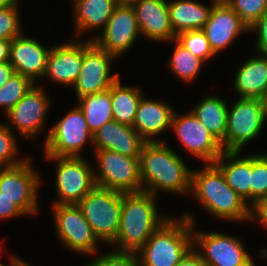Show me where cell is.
I'll return each instance as SVG.
<instances>
[{
	"label": "cell",
	"mask_w": 267,
	"mask_h": 266,
	"mask_svg": "<svg viewBox=\"0 0 267 266\" xmlns=\"http://www.w3.org/2000/svg\"><path fill=\"white\" fill-rule=\"evenodd\" d=\"M117 5L132 6L138 0H114Z\"/></svg>",
	"instance_id": "obj_46"
},
{
	"label": "cell",
	"mask_w": 267,
	"mask_h": 266,
	"mask_svg": "<svg viewBox=\"0 0 267 266\" xmlns=\"http://www.w3.org/2000/svg\"><path fill=\"white\" fill-rule=\"evenodd\" d=\"M8 264L5 265L2 262H0V266H21L23 258H20L19 256L10 255L8 258Z\"/></svg>",
	"instance_id": "obj_44"
},
{
	"label": "cell",
	"mask_w": 267,
	"mask_h": 266,
	"mask_svg": "<svg viewBox=\"0 0 267 266\" xmlns=\"http://www.w3.org/2000/svg\"><path fill=\"white\" fill-rule=\"evenodd\" d=\"M174 112L175 109L167 101L143 96L132 127L146 142H162L158 138L170 130Z\"/></svg>",
	"instance_id": "obj_21"
},
{
	"label": "cell",
	"mask_w": 267,
	"mask_h": 266,
	"mask_svg": "<svg viewBox=\"0 0 267 266\" xmlns=\"http://www.w3.org/2000/svg\"><path fill=\"white\" fill-rule=\"evenodd\" d=\"M167 142H146L139 155L142 191L159 196V192L191 194L192 170Z\"/></svg>",
	"instance_id": "obj_1"
},
{
	"label": "cell",
	"mask_w": 267,
	"mask_h": 266,
	"mask_svg": "<svg viewBox=\"0 0 267 266\" xmlns=\"http://www.w3.org/2000/svg\"><path fill=\"white\" fill-rule=\"evenodd\" d=\"M158 197L148 192H122L120 226L112 250L137 253L153 232L171 216L157 207ZM115 247V249H114Z\"/></svg>",
	"instance_id": "obj_3"
},
{
	"label": "cell",
	"mask_w": 267,
	"mask_h": 266,
	"mask_svg": "<svg viewBox=\"0 0 267 266\" xmlns=\"http://www.w3.org/2000/svg\"><path fill=\"white\" fill-rule=\"evenodd\" d=\"M140 34L155 43L176 39L172 29L167 0H138L133 5Z\"/></svg>",
	"instance_id": "obj_20"
},
{
	"label": "cell",
	"mask_w": 267,
	"mask_h": 266,
	"mask_svg": "<svg viewBox=\"0 0 267 266\" xmlns=\"http://www.w3.org/2000/svg\"><path fill=\"white\" fill-rule=\"evenodd\" d=\"M86 40H83L81 71L72 87L76 99L106 91L120 78L117 72L111 74L112 64L117 58L99 48L93 41Z\"/></svg>",
	"instance_id": "obj_14"
},
{
	"label": "cell",
	"mask_w": 267,
	"mask_h": 266,
	"mask_svg": "<svg viewBox=\"0 0 267 266\" xmlns=\"http://www.w3.org/2000/svg\"><path fill=\"white\" fill-rule=\"evenodd\" d=\"M176 40L205 63L216 56L202 29L182 32L176 35Z\"/></svg>",
	"instance_id": "obj_34"
},
{
	"label": "cell",
	"mask_w": 267,
	"mask_h": 266,
	"mask_svg": "<svg viewBox=\"0 0 267 266\" xmlns=\"http://www.w3.org/2000/svg\"><path fill=\"white\" fill-rule=\"evenodd\" d=\"M170 217L136 253L139 266H176L193 248L192 222Z\"/></svg>",
	"instance_id": "obj_4"
},
{
	"label": "cell",
	"mask_w": 267,
	"mask_h": 266,
	"mask_svg": "<svg viewBox=\"0 0 267 266\" xmlns=\"http://www.w3.org/2000/svg\"><path fill=\"white\" fill-rule=\"evenodd\" d=\"M191 197L209 215L227 222H249L251 206L226 182L222 171L214 164L192 169Z\"/></svg>",
	"instance_id": "obj_2"
},
{
	"label": "cell",
	"mask_w": 267,
	"mask_h": 266,
	"mask_svg": "<svg viewBox=\"0 0 267 266\" xmlns=\"http://www.w3.org/2000/svg\"><path fill=\"white\" fill-rule=\"evenodd\" d=\"M202 31L216 56L231 47L240 35L250 33L249 26L224 0H218L214 4Z\"/></svg>",
	"instance_id": "obj_17"
},
{
	"label": "cell",
	"mask_w": 267,
	"mask_h": 266,
	"mask_svg": "<svg viewBox=\"0 0 267 266\" xmlns=\"http://www.w3.org/2000/svg\"><path fill=\"white\" fill-rule=\"evenodd\" d=\"M146 141L132 127L114 120L93 134L94 150H111L129 157H139Z\"/></svg>",
	"instance_id": "obj_22"
},
{
	"label": "cell",
	"mask_w": 267,
	"mask_h": 266,
	"mask_svg": "<svg viewBox=\"0 0 267 266\" xmlns=\"http://www.w3.org/2000/svg\"><path fill=\"white\" fill-rule=\"evenodd\" d=\"M48 129L43 142L44 156L83 157L81 151L87 143L93 150V134L77 104Z\"/></svg>",
	"instance_id": "obj_7"
},
{
	"label": "cell",
	"mask_w": 267,
	"mask_h": 266,
	"mask_svg": "<svg viewBox=\"0 0 267 266\" xmlns=\"http://www.w3.org/2000/svg\"><path fill=\"white\" fill-rule=\"evenodd\" d=\"M93 152L96 186L123 193L142 191L139 157H129L111 150Z\"/></svg>",
	"instance_id": "obj_9"
},
{
	"label": "cell",
	"mask_w": 267,
	"mask_h": 266,
	"mask_svg": "<svg viewBox=\"0 0 267 266\" xmlns=\"http://www.w3.org/2000/svg\"><path fill=\"white\" fill-rule=\"evenodd\" d=\"M176 266H206L200 255L192 248Z\"/></svg>",
	"instance_id": "obj_41"
},
{
	"label": "cell",
	"mask_w": 267,
	"mask_h": 266,
	"mask_svg": "<svg viewBox=\"0 0 267 266\" xmlns=\"http://www.w3.org/2000/svg\"><path fill=\"white\" fill-rule=\"evenodd\" d=\"M192 222L193 249L206 266H256L255 258L246 251L242 239L221 232L197 231L195 215L183 213Z\"/></svg>",
	"instance_id": "obj_5"
},
{
	"label": "cell",
	"mask_w": 267,
	"mask_h": 266,
	"mask_svg": "<svg viewBox=\"0 0 267 266\" xmlns=\"http://www.w3.org/2000/svg\"><path fill=\"white\" fill-rule=\"evenodd\" d=\"M228 104L224 151H240L260 136L267 124L261 99L237 98Z\"/></svg>",
	"instance_id": "obj_8"
},
{
	"label": "cell",
	"mask_w": 267,
	"mask_h": 266,
	"mask_svg": "<svg viewBox=\"0 0 267 266\" xmlns=\"http://www.w3.org/2000/svg\"><path fill=\"white\" fill-rule=\"evenodd\" d=\"M73 23L75 24V38L91 33L89 40H93V32L104 29L117 4L114 0H73ZM80 35V36H79Z\"/></svg>",
	"instance_id": "obj_24"
},
{
	"label": "cell",
	"mask_w": 267,
	"mask_h": 266,
	"mask_svg": "<svg viewBox=\"0 0 267 266\" xmlns=\"http://www.w3.org/2000/svg\"><path fill=\"white\" fill-rule=\"evenodd\" d=\"M77 105L82 109L92 134L113 120L110 88L100 93L79 97Z\"/></svg>",
	"instance_id": "obj_29"
},
{
	"label": "cell",
	"mask_w": 267,
	"mask_h": 266,
	"mask_svg": "<svg viewBox=\"0 0 267 266\" xmlns=\"http://www.w3.org/2000/svg\"><path fill=\"white\" fill-rule=\"evenodd\" d=\"M241 153L224 151L214 164L222 171L227 184L250 205L251 154L242 156Z\"/></svg>",
	"instance_id": "obj_25"
},
{
	"label": "cell",
	"mask_w": 267,
	"mask_h": 266,
	"mask_svg": "<svg viewBox=\"0 0 267 266\" xmlns=\"http://www.w3.org/2000/svg\"><path fill=\"white\" fill-rule=\"evenodd\" d=\"M15 73L9 62H0V88L8 82Z\"/></svg>",
	"instance_id": "obj_42"
},
{
	"label": "cell",
	"mask_w": 267,
	"mask_h": 266,
	"mask_svg": "<svg viewBox=\"0 0 267 266\" xmlns=\"http://www.w3.org/2000/svg\"><path fill=\"white\" fill-rule=\"evenodd\" d=\"M38 84L32 86L24 97L5 114L6 125L12 131L15 130L14 133L19 134L20 139L23 140L36 139L44 132L46 117L53 102L44 90L45 85Z\"/></svg>",
	"instance_id": "obj_12"
},
{
	"label": "cell",
	"mask_w": 267,
	"mask_h": 266,
	"mask_svg": "<svg viewBox=\"0 0 267 266\" xmlns=\"http://www.w3.org/2000/svg\"><path fill=\"white\" fill-rule=\"evenodd\" d=\"M250 27L267 12V0H224Z\"/></svg>",
	"instance_id": "obj_36"
},
{
	"label": "cell",
	"mask_w": 267,
	"mask_h": 266,
	"mask_svg": "<svg viewBox=\"0 0 267 266\" xmlns=\"http://www.w3.org/2000/svg\"><path fill=\"white\" fill-rule=\"evenodd\" d=\"M44 157L56 162L55 185L59 198L53 205L78 204L96 186L92 162L86 157Z\"/></svg>",
	"instance_id": "obj_10"
},
{
	"label": "cell",
	"mask_w": 267,
	"mask_h": 266,
	"mask_svg": "<svg viewBox=\"0 0 267 266\" xmlns=\"http://www.w3.org/2000/svg\"><path fill=\"white\" fill-rule=\"evenodd\" d=\"M228 102L226 98L211 94L198 102L191 112L208 129V131L221 143L224 150V139L227 126Z\"/></svg>",
	"instance_id": "obj_27"
},
{
	"label": "cell",
	"mask_w": 267,
	"mask_h": 266,
	"mask_svg": "<svg viewBox=\"0 0 267 266\" xmlns=\"http://www.w3.org/2000/svg\"><path fill=\"white\" fill-rule=\"evenodd\" d=\"M35 84L25 76L14 73L0 88V108L6 114Z\"/></svg>",
	"instance_id": "obj_31"
},
{
	"label": "cell",
	"mask_w": 267,
	"mask_h": 266,
	"mask_svg": "<svg viewBox=\"0 0 267 266\" xmlns=\"http://www.w3.org/2000/svg\"><path fill=\"white\" fill-rule=\"evenodd\" d=\"M261 101H262V104H263L265 115L267 117V90L265 91L263 97L261 98Z\"/></svg>",
	"instance_id": "obj_47"
},
{
	"label": "cell",
	"mask_w": 267,
	"mask_h": 266,
	"mask_svg": "<svg viewBox=\"0 0 267 266\" xmlns=\"http://www.w3.org/2000/svg\"><path fill=\"white\" fill-rule=\"evenodd\" d=\"M20 6V4H12L0 7V39L12 41L24 32L19 13Z\"/></svg>",
	"instance_id": "obj_35"
},
{
	"label": "cell",
	"mask_w": 267,
	"mask_h": 266,
	"mask_svg": "<svg viewBox=\"0 0 267 266\" xmlns=\"http://www.w3.org/2000/svg\"><path fill=\"white\" fill-rule=\"evenodd\" d=\"M217 1L211 0L209 6L198 0L168 1L170 23L175 35L185 31L202 29Z\"/></svg>",
	"instance_id": "obj_26"
},
{
	"label": "cell",
	"mask_w": 267,
	"mask_h": 266,
	"mask_svg": "<svg viewBox=\"0 0 267 266\" xmlns=\"http://www.w3.org/2000/svg\"><path fill=\"white\" fill-rule=\"evenodd\" d=\"M122 192L95 186L78 203L97 239L107 246L118 236Z\"/></svg>",
	"instance_id": "obj_6"
},
{
	"label": "cell",
	"mask_w": 267,
	"mask_h": 266,
	"mask_svg": "<svg viewBox=\"0 0 267 266\" xmlns=\"http://www.w3.org/2000/svg\"><path fill=\"white\" fill-rule=\"evenodd\" d=\"M264 196H267V153H252L250 206Z\"/></svg>",
	"instance_id": "obj_32"
},
{
	"label": "cell",
	"mask_w": 267,
	"mask_h": 266,
	"mask_svg": "<svg viewBox=\"0 0 267 266\" xmlns=\"http://www.w3.org/2000/svg\"><path fill=\"white\" fill-rule=\"evenodd\" d=\"M91 262L86 266H139L136 253L119 252L115 250L105 251L101 255H94Z\"/></svg>",
	"instance_id": "obj_37"
},
{
	"label": "cell",
	"mask_w": 267,
	"mask_h": 266,
	"mask_svg": "<svg viewBox=\"0 0 267 266\" xmlns=\"http://www.w3.org/2000/svg\"><path fill=\"white\" fill-rule=\"evenodd\" d=\"M167 43L175 45L168 60L169 71L179 80L184 81L185 84L192 83L206 63L182 46L176 39L165 44Z\"/></svg>",
	"instance_id": "obj_30"
},
{
	"label": "cell",
	"mask_w": 267,
	"mask_h": 266,
	"mask_svg": "<svg viewBox=\"0 0 267 266\" xmlns=\"http://www.w3.org/2000/svg\"><path fill=\"white\" fill-rule=\"evenodd\" d=\"M250 34L253 32L257 36L256 54L267 55V12L263 14L252 26L249 27Z\"/></svg>",
	"instance_id": "obj_38"
},
{
	"label": "cell",
	"mask_w": 267,
	"mask_h": 266,
	"mask_svg": "<svg viewBox=\"0 0 267 266\" xmlns=\"http://www.w3.org/2000/svg\"><path fill=\"white\" fill-rule=\"evenodd\" d=\"M83 62V41L71 39L52 46L44 76L53 83L73 87Z\"/></svg>",
	"instance_id": "obj_18"
},
{
	"label": "cell",
	"mask_w": 267,
	"mask_h": 266,
	"mask_svg": "<svg viewBox=\"0 0 267 266\" xmlns=\"http://www.w3.org/2000/svg\"><path fill=\"white\" fill-rule=\"evenodd\" d=\"M22 0H0V7H7L12 4H20Z\"/></svg>",
	"instance_id": "obj_45"
},
{
	"label": "cell",
	"mask_w": 267,
	"mask_h": 266,
	"mask_svg": "<svg viewBox=\"0 0 267 266\" xmlns=\"http://www.w3.org/2000/svg\"><path fill=\"white\" fill-rule=\"evenodd\" d=\"M27 215L13 200L1 195L0 192V221Z\"/></svg>",
	"instance_id": "obj_39"
},
{
	"label": "cell",
	"mask_w": 267,
	"mask_h": 266,
	"mask_svg": "<svg viewBox=\"0 0 267 266\" xmlns=\"http://www.w3.org/2000/svg\"><path fill=\"white\" fill-rule=\"evenodd\" d=\"M17 137L6 123L0 122V167L14 166L27 159L25 156L20 157L22 152Z\"/></svg>",
	"instance_id": "obj_33"
},
{
	"label": "cell",
	"mask_w": 267,
	"mask_h": 266,
	"mask_svg": "<svg viewBox=\"0 0 267 266\" xmlns=\"http://www.w3.org/2000/svg\"><path fill=\"white\" fill-rule=\"evenodd\" d=\"M170 131L186 152L204 162L214 163L224 152L221 143L208 131V129L191 112L180 114L174 112Z\"/></svg>",
	"instance_id": "obj_15"
},
{
	"label": "cell",
	"mask_w": 267,
	"mask_h": 266,
	"mask_svg": "<svg viewBox=\"0 0 267 266\" xmlns=\"http://www.w3.org/2000/svg\"><path fill=\"white\" fill-rule=\"evenodd\" d=\"M21 266H34V265H31V263H27L25 260H23Z\"/></svg>",
	"instance_id": "obj_48"
},
{
	"label": "cell",
	"mask_w": 267,
	"mask_h": 266,
	"mask_svg": "<svg viewBox=\"0 0 267 266\" xmlns=\"http://www.w3.org/2000/svg\"><path fill=\"white\" fill-rule=\"evenodd\" d=\"M236 68L233 80L238 98L261 99L267 90V55L257 54Z\"/></svg>",
	"instance_id": "obj_23"
},
{
	"label": "cell",
	"mask_w": 267,
	"mask_h": 266,
	"mask_svg": "<svg viewBox=\"0 0 267 266\" xmlns=\"http://www.w3.org/2000/svg\"><path fill=\"white\" fill-rule=\"evenodd\" d=\"M119 78L110 87L113 120L121 124L133 126L137 108L144 96L141 86L121 84Z\"/></svg>",
	"instance_id": "obj_28"
},
{
	"label": "cell",
	"mask_w": 267,
	"mask_h": 266,
	"mask_svg": "<svg viewBox=\"0 0 267 266\" xmlns=\"http://www.w3.org/2000/svg\"><path fill=\"white\" fill-rule=\"evenodd\" d=\"M98 33L93 34L92 41L99 48L117 59L125 55L141 35L133 6L117 5L105 28Z\"/></svg>",
	"instance_id": "obj_16"
},
{
	"label": "cell",
	"mask_w": 267,
	"mask_h": 266,
	"mask_svg": "<svg viewBox=\"0 0 267 266\" xmlns=\"http://www.w3.org/2000/svg\"><path fill=\"white\" fill-rule=\"evenodd\" d=\"M11 41L0 39V62H9Z\"/></svg>",
	"instance_id": "obj_43"
},
{
	"label": "cell",
	"mask_w": 267,
	"mask_h": 266,
	"mask_svg": "<svg viewBox=\"0 0 267 266\" xmlns=\"http://www.w3.org/2000/svg\"><path fill=\"white\" fill-rule=\"evenodd\" d=\"M55 233L64 248L80 255L93 256L101 243L84 218L78 204L52 205ZM98 244V245H97Z\"/></svg>",
	"instance_id": "obj_11"
},
{
	"label": "cell",
	"mask_w": 267,
	"mask_h": 266,
	"mask_svg": "<svg viewBox=\"0 0 267 266\" xmlns=\"http://www.w3.org/2000/svg\"><path fill=\"white\" fill-rule=\"evenodd\" d=\"M258 222L264 230H267V196L260 198L251 206L250 222Z\"/></svg>",
	"instance_id": "obj_40"
},
{
	"label": "cell",
	"mask_w": 267,
	"mask_h": 266,
	"mask_svg": "<svg viewBox=\"0 0 267 266\" xmlns=\"http://www.w3.org/2000/svg\"><path fill=\"white\" fill-rule=\"evenodd\" d=\"M24 33L11 41L9 63L15 73L28 77L37 84V80L45 76L47 58L52 46H45L36 38L28 35L26 37Z\"/></svg>",
	"instance_id": "obj_19"
},
{
	"label": "cell",
	"mask_w": 267,
	"mask_h": 266,
	"mask_svg": "<svg viewBox=\"0 0 267 266\" xmlns=\"http://www.w3.org/2000/svg\"><path fill=\"white\" fill-rule=\"evenodd\" d=\"M32 161V156H27L20 164L0 167L1 195L13 200L29 216L39 213L38 190L43 183Z\"/></svg>",
	"instance_id": "obj_13"
}]
</instances>
